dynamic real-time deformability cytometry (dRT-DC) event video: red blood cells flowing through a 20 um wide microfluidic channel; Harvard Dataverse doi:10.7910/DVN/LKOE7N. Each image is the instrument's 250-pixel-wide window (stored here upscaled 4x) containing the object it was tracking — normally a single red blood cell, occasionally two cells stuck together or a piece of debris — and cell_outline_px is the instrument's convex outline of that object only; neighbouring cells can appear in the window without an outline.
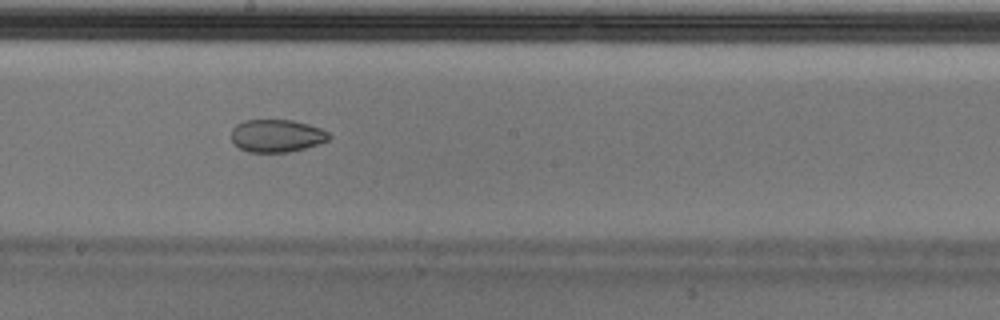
{"species": "Egyptian fruit bat (a non-hibernating species)", "species_latin": "Rousettus aegyptiacus", "temperature_condition": "cold", "stored_images_in_passage": 43, "camera_frame_rate_fps": 3000, "um_per_image_px": 0.085, "animal": {"sex": "male"}, "frame": {"image": 1, "passage_image": 19, "time_ms": 6.0, "image_size_px": [1000, 320], "cell_outline_px": [[332, 136], [328, 140], [304, 148], [288, 152], [248, 152], [240, 148], [232, 140], [232, 128], [236, 124], [244, 120], [292, 120], [308, 124], [320, 128], [328, 132]], "centroid_in_image_um": [23.51, 11.53], "position_along_channel_um": 224.7, "area_um2": 18.5}}
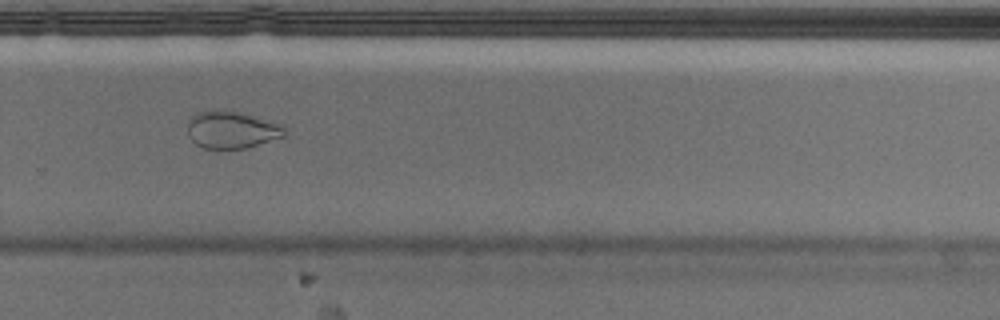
{"frame": {"image": 2, "passage_image": 26, "time_ms": 8.333, "image_size_px": [1000, 320], "cell_outline_px": [[284, 136], [244, 148], [204, 148], [196, 144], [188, 136], [188, 124], [192, 116], [200, 112], [216, 108], [236, 112], [276, 124], [284, 128]], "centroid_in_image_um": [19.59, 11.03], "position_along_channel_um": 310.2, "area_um2": 20.29}}
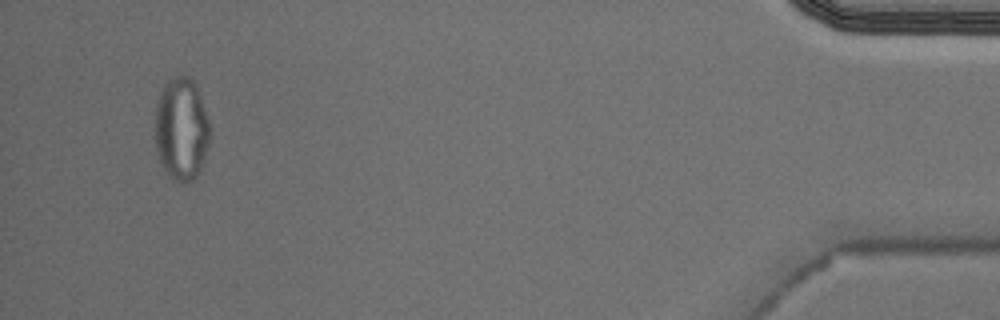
{"frame": {"image": 3, "passage_image": 41, "time_ms": 13.333, "image_size_px": [1000, 320], "cell_outline_px": [[208, 144], [204, 160], [200, 172], [192, 180], [184, 184], [180, 184], [172, 180], [168, 176], [160, 160], [156, 148], [156, 104], [164, 84], [172, 76], [188, 76], [196, 84], [208, 120]], "centroid_in_image_um": [15.41, 11.0], "position_along_channel_um": 419.8, "area_um2": 32.71}, "authors_computed_cell_mechanics": {"area_um2": 21.1548, "velocity_mm_per_s": 3.6789, "shape_relaxation_time_tau1_ms": null, "shape_relaxation_time_tau2_ms": 2.3863, "deformation_change_tau1": null, "deformation_change_tau2": 0.0584}}